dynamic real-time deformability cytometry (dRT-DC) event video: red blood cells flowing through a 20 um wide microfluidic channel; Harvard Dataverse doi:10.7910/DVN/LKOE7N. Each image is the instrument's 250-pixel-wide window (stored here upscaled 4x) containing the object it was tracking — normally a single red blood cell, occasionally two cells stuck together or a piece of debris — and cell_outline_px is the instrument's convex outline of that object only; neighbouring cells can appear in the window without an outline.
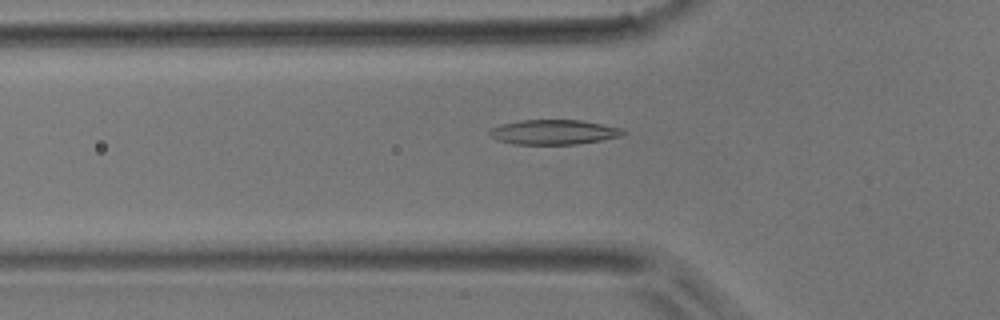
{"species": "common noctule bat (a hibernating species)", "species_latin": "Nyctalus noctula", "temperature_condition": "room temperature", "stored_images_in_passage": 33, "camera_frame_rate_fps": 3000, "um_per_image_px": 0.085, "animal": {"sex": "male", "body_mass_g": 17.9}, "frame": {"image": 1, "passage_image": 2, "time_ms": 0.333, "image_size_px": [1000, 320], "cell_outline_px": [[628, 132], [624, 136], [576, 144], [516, 144], [496, 140], [488, 136], [488, 132], [492, 128], [500, 124], [520, 120], [580, 120], [624, 128]], "centroid_in_image_um": [47.09, 11.22], "position_along_channel_um": 78.7, "area_um2": 19.48}}
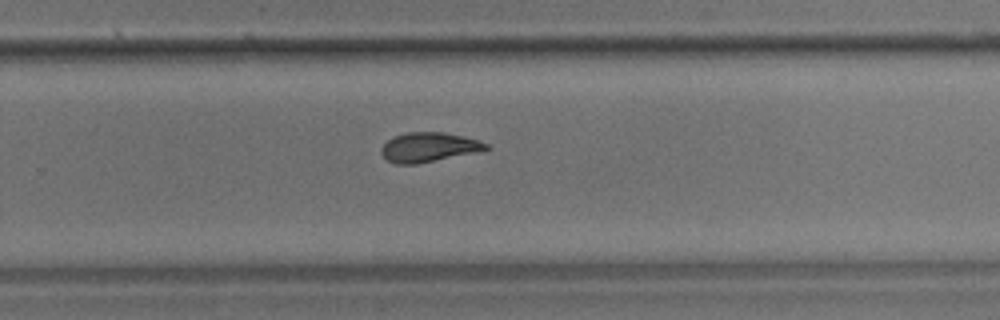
{"frame": {"image": 2, "passage_image": 17, "time_ms": 5.333, "image_size_px": [1000, 320], "cell_outline_px": [[488, 148], [472, 152], [416, 164], [396, 164], [388, 160], [380, 152], [380, 148], [388, 140], [396, 136], [408, 132], [444, 132], [476, 140], [488, 144]], "centroid_in_image_um": [36.36, 12.51], "position_along_channel_um": 293.4, "area_um2": 17.34}}
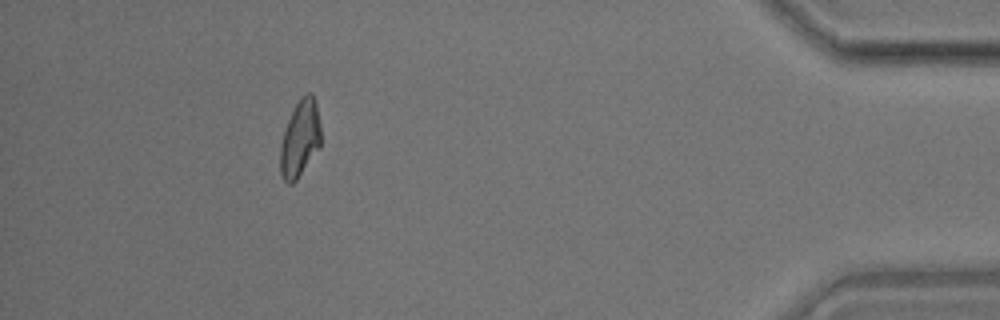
{"frame": {"image": 3, "passage_image": 29, "time_ms": 9.333, "image_size_px": [1000, 320], "cell_outline_px": [[320, 148], [296, 180], [292, 184], [288, 184], [284, 180], [280, 172], [280, 144], [284, 128], [300, 96], [308, 92], [312, 92], [316, 100], [320, 124]], "centroid_in_image_um": [25.5, 11.76], "position_along_channel_um": 409.7, "area_um2": 18.38}}